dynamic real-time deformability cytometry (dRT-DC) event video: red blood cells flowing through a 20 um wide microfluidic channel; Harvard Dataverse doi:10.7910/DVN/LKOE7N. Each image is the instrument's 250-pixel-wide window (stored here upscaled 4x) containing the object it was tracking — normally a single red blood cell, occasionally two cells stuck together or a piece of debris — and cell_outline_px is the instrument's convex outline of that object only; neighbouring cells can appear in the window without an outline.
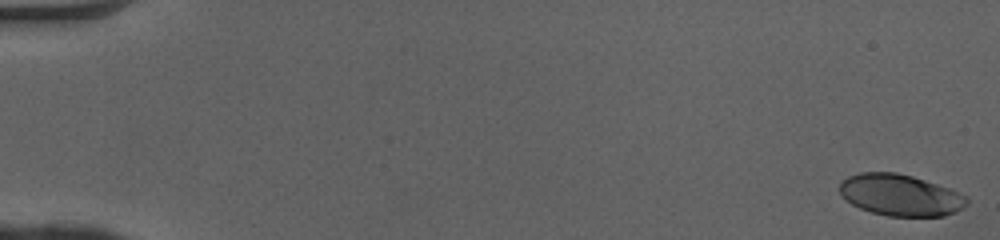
{"species": "human", "species_latin": "Homo sapiens", "temperature_condition": "cold", "stored_images_in_passage": 51, "camera_frame_rate_fps": 3000, "um_per_image_px": 0.085, "donor": {"sex": "female"}, "frame": {"image": 1, "passage_image": 1, "time_ms": 0.0, "image_size_px": [1000, 240], "cell_outline_px": [[968, 204], [944, 216], [888, 216], [872, 212], [860, 208], [852, 204], [840, 192], [840, 180], [848, 176], [860, 172], [896, 172], [912, 176], [948, 188], [968, 196]], "centroid_in_image_um": [76.51, 16.57], "position_along_channel_um": 8.5, "area_um2": 30.52}}
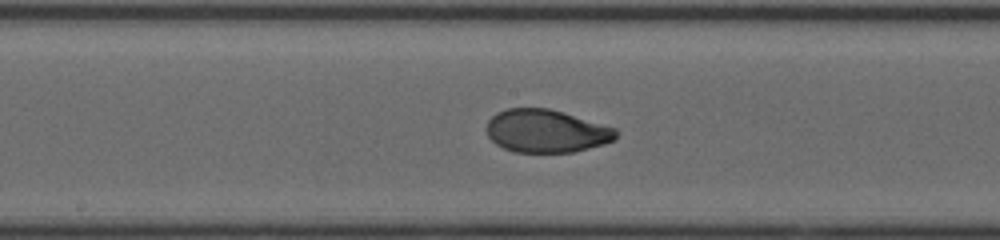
{"frame": {"image": 2, "passage_image": 28, "time_ms": 9.0, "image_size_px": [1000, 240], "cell_outline_px": [[616, 140], [604, 144], [572, 152], [512, 152], [496, 144], [488, 136], [488, 120], [496, 112], [508, 108], [548, 108], [564, 112], [616, 128]], "centroid_in_image_um": [46.43, 11.13], "position_along_channel_um": 201.8, "area_um2": 32.37}}
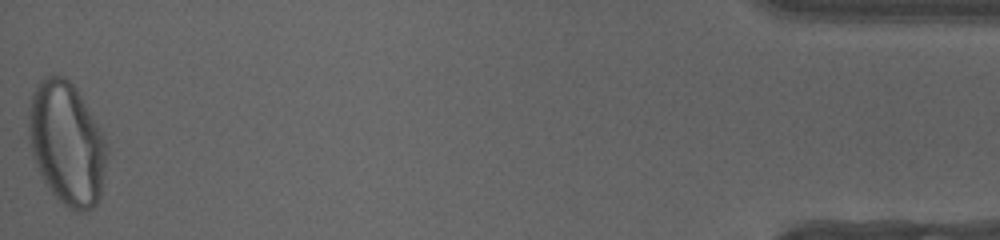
{"frame": {"image": 3, "passage_image": 51, "time_ms": 16.667, "image_size_px": [1000, 240], "cell_outline_px": [[108, 152], [100, 196], [96, 204], [92, 208], [80, 212], [76, 212], [64, 204], [52, 192], [44, 180], [32, 156], [28, 128], [28, 112], [32, 92], [36, 84], [44, 76], [64, 76], [76, 88], [104, 136], [108, 148]], "centroid_in_image_um": [5.67, 12.17], "position_along_channel_um": 429.5, "area_um2": 55.78}, "authors_computed_cell_mechanics": {"area_um2": 32.8882, "velocity_mm_per_s": 4.091, "shape_relaxation_time_tau1_ms": 5.1919, "shape_relaxation_time_tau2_ms": null, "deformation_change_tau1": 0.2151, "deformation_change_tau2": null}}